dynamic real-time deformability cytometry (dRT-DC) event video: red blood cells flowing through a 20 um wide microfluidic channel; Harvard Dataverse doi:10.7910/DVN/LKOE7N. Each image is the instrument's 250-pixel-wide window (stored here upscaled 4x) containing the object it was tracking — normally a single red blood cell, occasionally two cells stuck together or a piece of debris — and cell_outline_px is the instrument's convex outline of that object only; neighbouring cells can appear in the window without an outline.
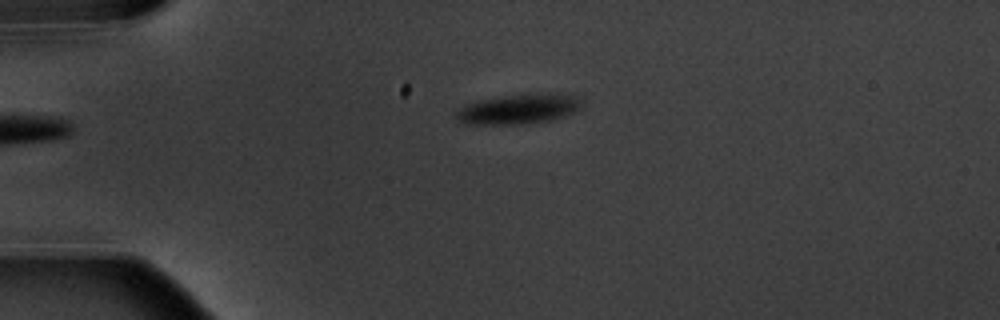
{"species": "common noctule bat (a hibernating species)", "species_latin": "Nyctalus noctula", "temperature_condition": "warm", "stored_images_in_passage": 4, "camera_frame_rate_fps": 3000, "um_per_image_px": 0.085, "animal": {"sex": "male", "body_mass_g": 20.1, "forearm_length_mm": 53.5}, "frame": {"image": 1, "passage_image": 4, "time_ms": 3.333, "image_size_px": [1000, 320], "cell_outline_px": [[580, 108], [576, 112], [564, 116], [548, 120], [520, 124], [472, 124], [460, 120], [456, 116], [456, 112], [460, 108], [468, 104], [480, 100], [500, 96], [524, 92], [556, 92], [576, 96], [580, 100]], "centroid_in_image_um": [44.15, 9.22], "position_along_channel_um": 40.8, "area_um2": 22.08}}